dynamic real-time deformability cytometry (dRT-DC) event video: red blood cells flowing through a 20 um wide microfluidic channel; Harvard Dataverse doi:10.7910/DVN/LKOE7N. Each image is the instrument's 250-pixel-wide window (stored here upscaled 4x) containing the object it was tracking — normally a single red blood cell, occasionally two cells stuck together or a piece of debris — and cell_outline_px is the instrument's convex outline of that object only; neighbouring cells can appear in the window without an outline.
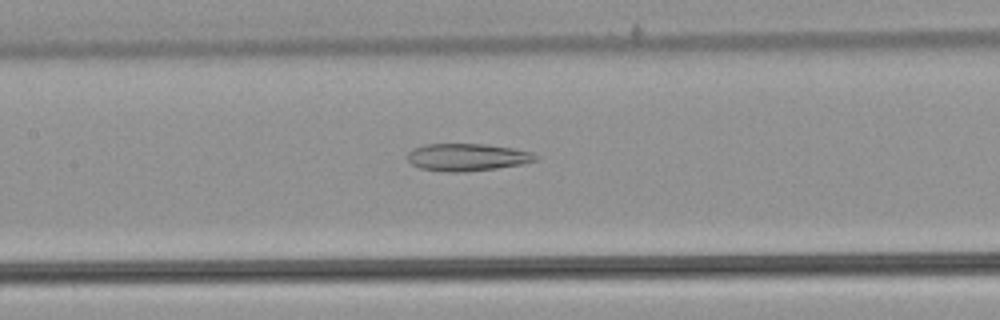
{"species": "common noctule bat (a hibernating species)", "species_latin": "Nyctalus noctula", "temperature_condition": "warm", "stored_images_in_passage": 41, "camera_frame_rate_fps": 3000, "um_per_image_px": 0.085, "animal": {"sex": "male", "body_mass_g": 21.5, "forearm_length_mm": 52.0}, "frame": {"image": 1, "passage_image": 13, "time_ms": 4.0, "image_size_px": [1000, 320], "cell_outline_px": [[536, 160], [520, 164], [496, 168], [464, 172], [444, 172], [420, 168], [412, 164], [408, 160], [408, 152], [412, 148], [428, 144], [484, 144], [512, 148], [532, 152], [536, 156]], "centroid_in_image_um": [39.66, 13.36], "position_along_channel_um": 167.7, "area_um2": 20.29}}
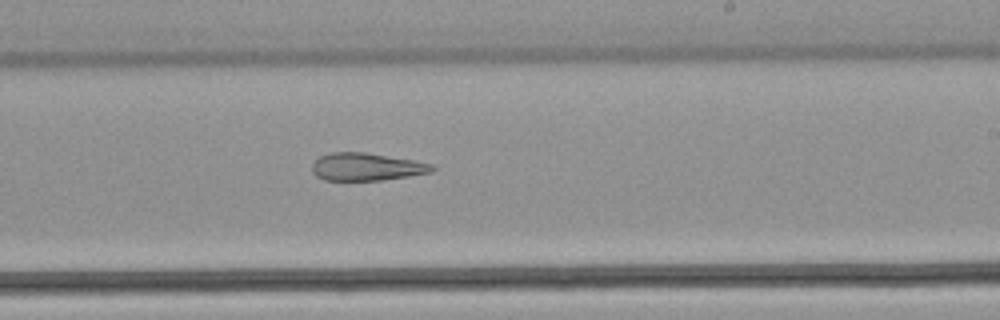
{"frame": {"image": 2, "passage_image": 20, "time_ms": 6.333, "image_size_px": [1000, 320], "cell_outline_px": [[436, 168], [432, 172], [408, 176], [380, 180], [324, 180], [316, 176], [312, 172], [312, 164], [320, 156], [332, 152], [364, 152], [412, 160], [432, 164]], "centroid_in_image_um": [31.13, 14.18], "position_along_channel_um": 257.9, "area_um2": 19.19}}
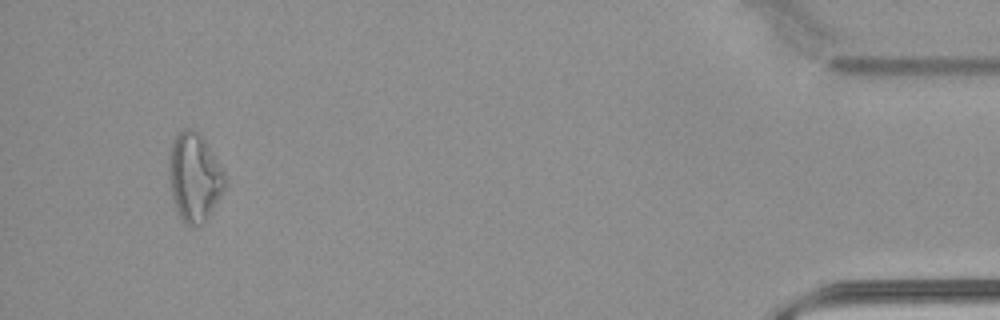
{"frame": {"image": 3, "passage_image": 38, "time_ms": 12.333, "image_size_px": [1000, 320], "cell_outline_px": [[228, 184], [208, 216], [200, 224], [192, 228], [184, 224], [180, 220], [172, 196], [168, 176], [168, 156], [172, 144], [176, 136], [184, 128], [192, 128], [204, 140], [224, 172], [228, 180]], "centroid_in_image_um": [16.51, 15.1], "position_along_channel_um": 418.7, "area_um2": 28.9}, "authors_computed_cell_mechanics": {"area_um2": 22.831, "velocity_mm_per_s": 3.8833, "shape_relaxation_time_tau1_ms": null, "shape_relaxation_time_tau2_ms": 4.7045, "deformation_change_tau1": null, "deformation_change_tau2": 0.1675}}